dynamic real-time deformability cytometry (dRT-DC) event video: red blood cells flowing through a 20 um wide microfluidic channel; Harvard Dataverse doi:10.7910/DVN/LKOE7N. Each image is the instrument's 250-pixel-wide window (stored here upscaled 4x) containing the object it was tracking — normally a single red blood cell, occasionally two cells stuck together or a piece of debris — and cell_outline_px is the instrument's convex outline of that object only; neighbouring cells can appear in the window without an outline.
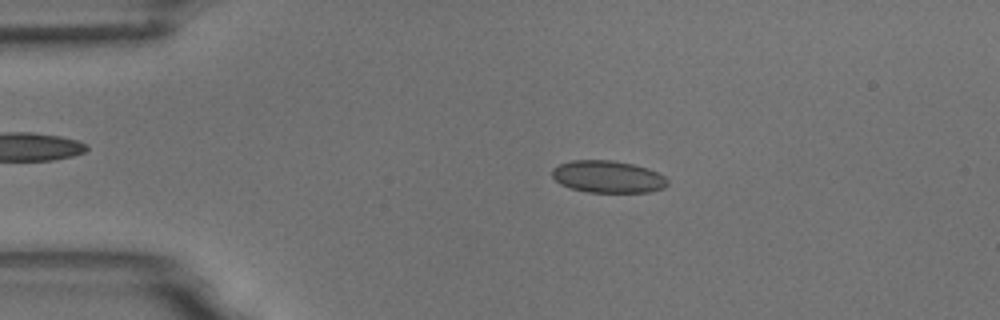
{"species": "common noctule bat (a hibernating species)", "species_latin": "Nyctalus noctula", "temperature_condition": "room temperature", "stored_images_in_passage": 4, "camera_frame_rate_fps": 3000, "um_per_image_px": 0.085, "animal": {"sex": "male", "body_mass_g": 18.8}, "frame": {"image": 1, "passage_image": 2, "time_ms": 1.333, "image_size_px": [1000, 320], "cell_outline_px": [[668, 184], [664, 188], [648, 192], [588, 192], [572, 188], [560, 184], [552, 176], [552, 168], [560, 164], [572, 160], [612, 160], [632, 164], [648, 168], [664, 176], [668, 180]], "centroid_in_image_um": [51.67, 15.02], "position_along_channel_um": 33.3, "area_um2": 21.56}}
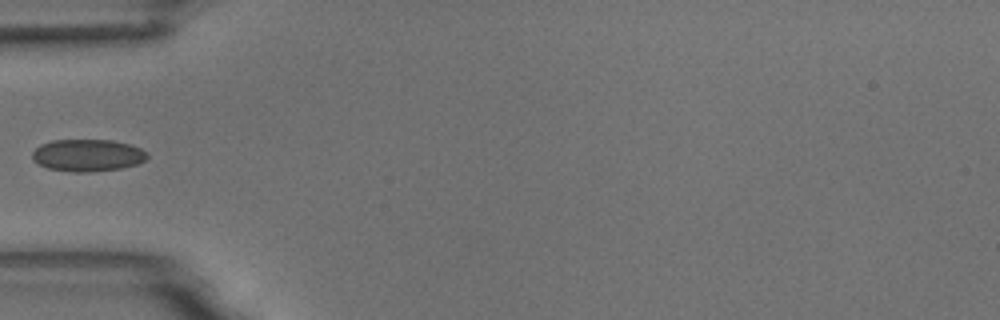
{"frame": {"image": 2, "passage_image": 4, "time_ms": 3.667, "image_size_px": [1000, 320], "cell_outline_px": [[148, 156], [144, 160], [136, 164], [120, 168], [92, 172], [72, 172], [48, 168], [32, 160], [32, 152], [40, 144], [52, 140], [112, 140], [128, 144], [140, 148], [148, 152]], "centroid_in_image_um": [7.43, 13.2], "position_along_channel_um": 77.6, "area_um2": 21.5}}